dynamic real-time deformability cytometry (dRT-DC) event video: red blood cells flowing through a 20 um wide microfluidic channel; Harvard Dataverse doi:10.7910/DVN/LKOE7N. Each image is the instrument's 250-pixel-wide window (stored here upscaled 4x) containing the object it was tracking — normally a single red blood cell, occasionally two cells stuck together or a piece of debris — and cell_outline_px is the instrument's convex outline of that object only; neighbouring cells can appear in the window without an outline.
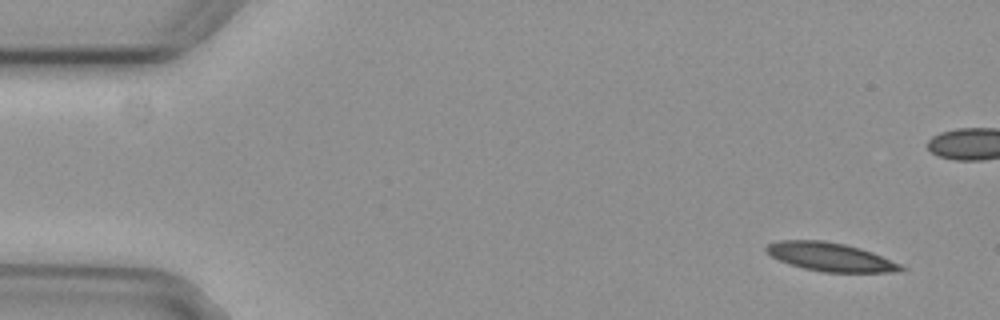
{"species": "common noctule bat (a hibernating species)", "species_latin": "Nyctalus noctula", "temperature_condition": "cold", "stored_images_in_passage": 4, "camera_frame_rate_fps": 3000, "um_per_image_px": 0.085, "animal": {"sex": "female", "body_mass_g": 29.2, "forearm_length_mm": 56.3}, "frame": {"image": 1, "passage_image": 2, "time_ms": 0.333, "image_size_px": [1000, 320], "cell_outline_px": [[908, 268], [900, 272], [824, 272], [804, 268], [780, 260], [772, 256], [764, 248], [768, 244], [780, 240], [824, 240], [844, 244], [860, 248], [872, 252], [900, 264]], "centroid_in_image_um": [70.62, 21.84], "position_along_channel_um": 14.4, "area_um2": 22.2}}